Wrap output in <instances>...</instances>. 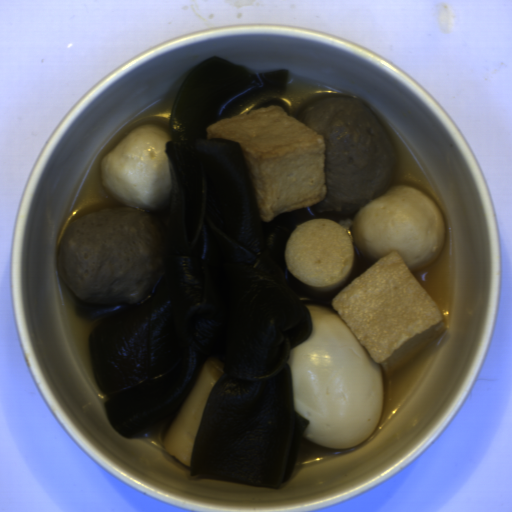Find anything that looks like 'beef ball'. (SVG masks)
<instances>
[{
    "label": "beef ball",
    "instance_id": "beef-ball-1",
    "mask_svg": "<svg viewBox=\"0 0 512 512\" xmlns=\"http://www.w3.org/2000/svg\"><path fill=\"white\" fill-rule=\"evenodd\" d=\"M165 264L154 217L125 206L77 219L57 257L62 281L80 301L93 304L140 302L164 274Z\"/></svg>",
    "mask_w": 512,
    "mask_h": 512
},
{
    "label": "beef ball",
    "instance_id": "beef-ball-2",
    "mask_svg": "<svg viewBox=\"0 0 512 512\" xmlns=\"http://www.w3.org/2000/svg\"><path fill=\"white\" fill-rule=\"evenodd\" d=\"M324 139L325 192L313 210L356 216L393 187L397 161L376 116L353 96H328L308 104L297 119Z\"/></svg>",
    "mask_w": 512,
    "mask_h": 512
}]
</instances>
